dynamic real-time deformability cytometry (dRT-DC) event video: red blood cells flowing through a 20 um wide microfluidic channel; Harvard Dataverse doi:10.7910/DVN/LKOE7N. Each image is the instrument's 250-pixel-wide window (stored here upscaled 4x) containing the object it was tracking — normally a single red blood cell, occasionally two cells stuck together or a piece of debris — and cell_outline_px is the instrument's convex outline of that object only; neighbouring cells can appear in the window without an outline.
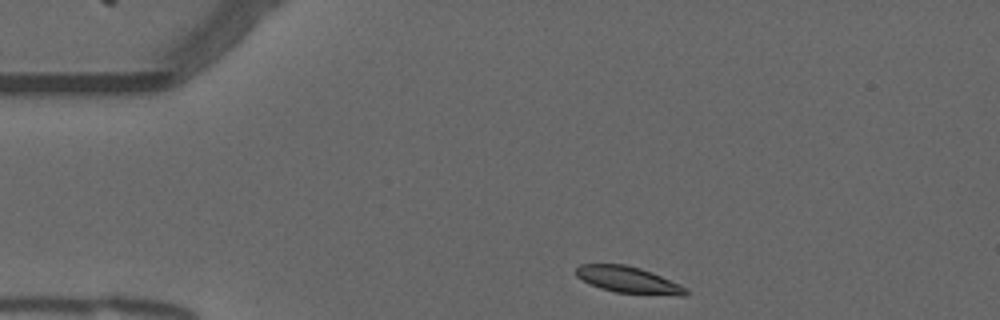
{"species": "common noctule bat (a hibernating species)", "species_latin": "Nyctalus noctula", "temperature_condition": "warm", "stored_images_in_passage": 45, "camera_frame_rate_fps": 3000, "um_per_image_px": 0.085, "animal": {"sex": "male", "forearm_length_mm": 52.5}, "frame": {"image": 1, "passage_image": 1, "time_ms": 0.0, "image_size_px": [1000, 320], "cell_outline_px": [[688, 292], [684, 296], [676, 296], [616, 292], [600, 288], [588, 284], [576, 276], [576, 268], [580, 264], [624, 264], [640, 268], [652, 272], [680, 284], [688, 288]], "centroid_in_image_um": [53.43, 23.79], "position_along_channel_um": 31.6, "area_um2": 17.11}}
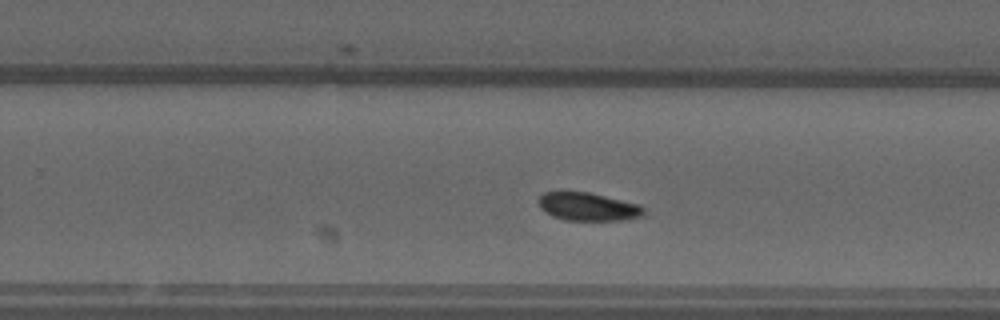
{"frame": {"image": 2, "passage_image": 25, "time_ms": 8.0, "image_size_px": [1000, 320], "cell_outline_px": [[644, 216], [628, 220], [564, 220], [552, 216], [544, 212], [540, 208], [536, 200], [544, 192], [560, 188], [564, 188], [588, 192], [640, 204], [644, 208]], "centroid_in_image_um": [49.9, 17.52], "position_along_channel_um": 279.9, "area_um2": 18.15}}
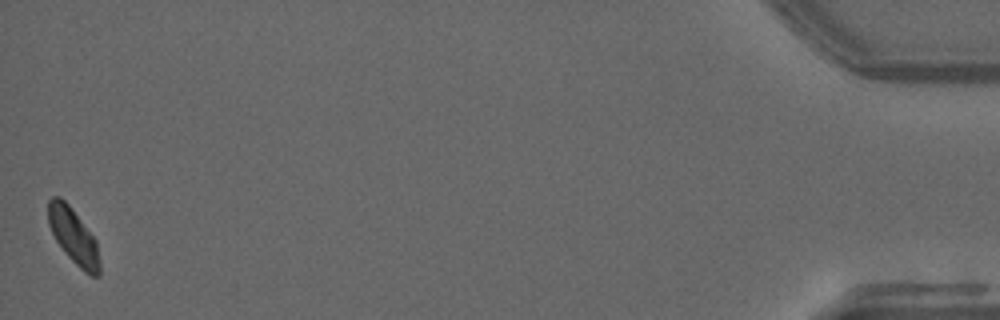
{"frame": {"image": 3, "passage_image": 45, "time_ms": 14.667, "image_size_px": [1000, 320], "cell_outline_px": [[100, 276], [92, 276], [84, 272], [64, 252], [56, 240], [48, 224], [48, 200], [52, 196], [60, 196], [68, 204], [96, 240], [100, 264]], "centroid_in_image_um": [6.24, 20.08], "position_along_channel_um": 429.0, "area_um2": 16.47}, "authors_computed_cell_mechanics": {"area_um2": 17.6868, "velocity_mm_per_s": 3.7155, "shape_relaxation_time_tau1_ms": 5.5606, "shape_relaxation_time_tau2_ms": null, "deformation_change_tau1": 0.124, "deformation_change_tau2": null}}